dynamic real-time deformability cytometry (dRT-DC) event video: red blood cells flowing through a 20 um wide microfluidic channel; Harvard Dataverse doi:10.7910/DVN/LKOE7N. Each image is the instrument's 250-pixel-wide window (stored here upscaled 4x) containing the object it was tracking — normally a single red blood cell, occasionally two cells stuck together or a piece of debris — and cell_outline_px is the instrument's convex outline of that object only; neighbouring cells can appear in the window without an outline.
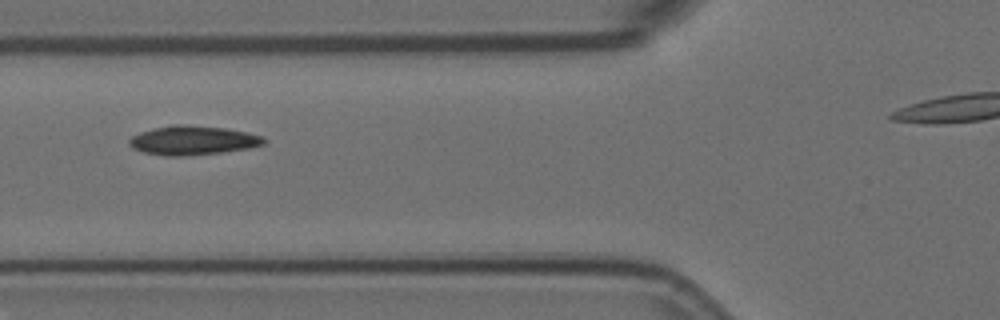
{"species": "Egyptian fruit bat (a non-hibernating species)", "species_latin": "Rousettus aegyptiacus", "temperature_condition": "room temperature", "stored_images_in_passage": 5, "camera_frame_rate_fps": 3000, "um_per_image_px": 0.085, "animal": {"sex": "female"}, "frame": {"image": 1, "passage_image": 4, "time_ms": 1.0, "image_size_px": [1000, 320], "cell_outline_px": [[264, 144], [248, 148], [220, 152], [184, 156], [164, 156], [144, 152], [132, 148], [128, 144], [128, 140], [132, 136], [140, 132], [152, 128], [172, 124], [184, 124], [224, 128], [244, 132], [260, 136], [264, 140]], "centroid_in_image_um": [16.3, 11.93], "position_along_channel_um": 109.5, "area_um2": 22.66}}
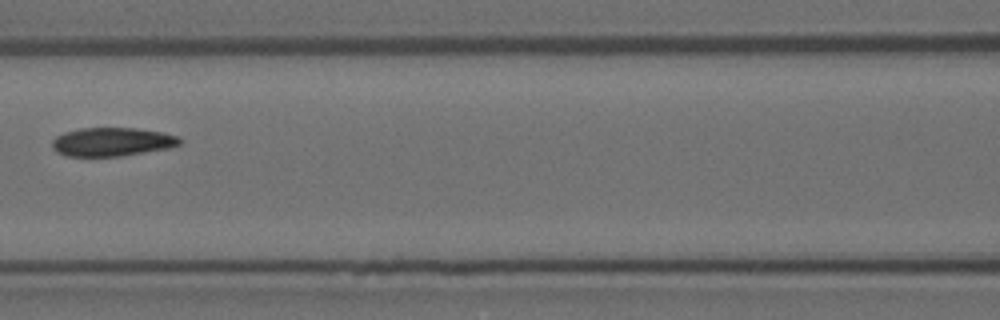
{"frame": {"image": 2, "passage_image": 5, "time_ms": 1.333, "image_size_px": [1000, 320], "cell_outline_px": [[184, 140], [180, 144], [168, 148], [120, 156], [68, 156], [56, 152], [52, 148], [52, 140], [56, 136], [64, 132], [80, 128], [136, 128], [160, 132], [176, 136]], "centroid_in_image_um": [9.49, 12.05], "position_along_channel_um": 157.1, "area_um2": 21.21}}